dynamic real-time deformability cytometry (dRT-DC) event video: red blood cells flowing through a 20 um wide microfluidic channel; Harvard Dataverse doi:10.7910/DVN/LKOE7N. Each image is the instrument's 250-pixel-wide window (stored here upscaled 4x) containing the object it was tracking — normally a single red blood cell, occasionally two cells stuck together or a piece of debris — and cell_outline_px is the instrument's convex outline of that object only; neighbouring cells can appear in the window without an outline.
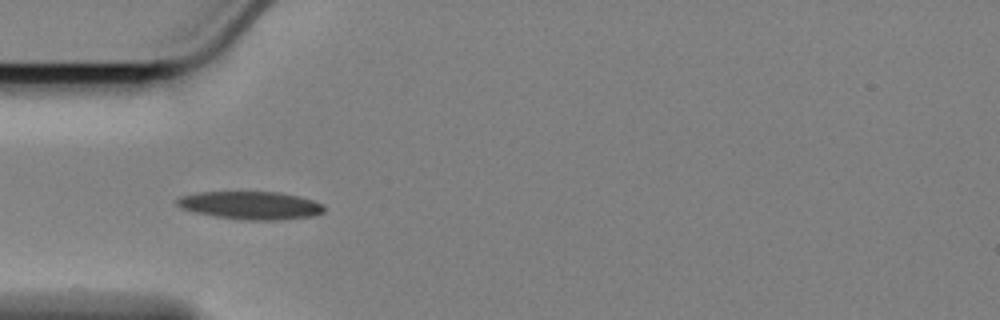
{"species": "Egyptian fruit bat (a non-hibernating species)", "species_latin": "Rousettus aegyptiacus", "temperature_condition": "cold", "stored_images_in_passage": 15, "camera_frame_rate_fps": 3000, "um_per_image_px": 0.085, "animal": {"sex": "female"}, "frame": {"image": 1, "passage_image": 1, "time_ms": 0.0, "image_size_px": [1000, 320], "cell_outline_px": [[324, 212], [312, 216], [280, 220], [244, 220], [212, 216], [192, 212], [180, 208], [176, 204], [176, 200], [180, 196], [196, 192], [280, 192], [300, 196], [324, 204]], "centroid_in_image_um": [21.27, 17.46], "position_along_channel_um": 63.7, "area_um2": 24.28}}
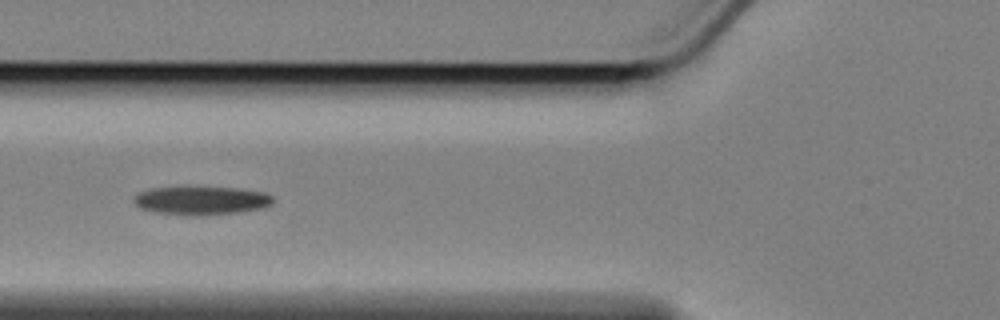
{"frame": {"image": 2, "passage_image": 5, "time_ms": 1.333, "image_size_px": [1000, 320], "cell_outline_px": [[276, 200], [272, 204], [264, 208], [240, 212], [196, 216], [192, 216], [156, 212], [140, 208], [132, 200], [132, 196], [140, 192], [152, 188], [184, 184], [240, 188], [264, 192], [272, 196]], "centroid_in_image_um": [17.11, 17.0], "position_along_channel_um": 108.7, "area_um2": 24.33}}
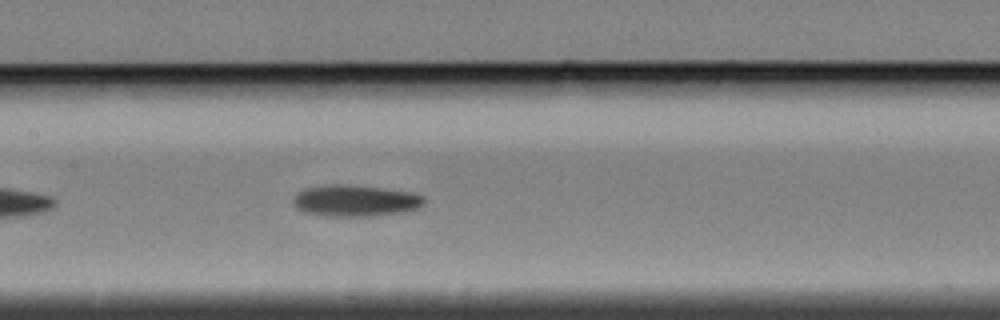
{"frame": {"image": 3, "passage_image": 11, "time_ms": 3.333, "image_size_px": [1000, 320], "cell_outline_px": [[424, 204], [416, 208], [400, 212], [372, 216], [324, 216], [304, 212], [296, 208], [292, 204], [292, 200], [296, 192], [304, 188], [332, 184], [344, 184], [384, 188], [412, 192], [424, 196]], "centroid_in_image_um": [30.14, 17.05], "position_along_channel_um": 177.3, "area_um2": 24.16}}